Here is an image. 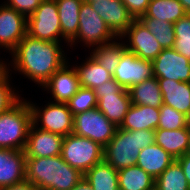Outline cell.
Here are the masks:
<instances>
[{
	"mask_svg": "<svg viewBox=\"0 0 190 190\" xmlns=\"http://www.w3.org/2000/svg\"><path fill=\"white\" fill-rule=\"evenodd\" d=\"M60 43L32 38L26 34L11 52V67L41 87L68 62Z\"/></svg>",
	"mask_w": 190,
	"mask_h": 190,
	"instance_id": "cell-1",
	"label": "cell"
},
{
	"mask_svg": "<svg viewBox=\"0 0 190 190\" xmlns=\"http://www.w3.org/2000/svg\"><path fill=\"white\" fill-rule=\"evenodd\" d=\"M83 178L61 155L26 158L25 179L39 190H72Z\"/></svg>",
	"mask_w": 190,
	"mask_h": 190,
	"instance_id": "cell-2",
	"label": "cell"
},
{
	"mask_svg": "<svg viewBox=\"0 0 190 190\" xmlns=\"http://www.w3.org/2000/svg\"><path fill=\"white\" fill-rule=\"evenodd\" d=\"M155 144V130L129 131L117 128L114 137L104 147L103 160L116 170L136 165L145 147Z\"/></svg>",
	"mask_w": 190,
	"mask_h": 190,
	"instance_id": "cell-3",
	"label": "cell"
},
{
	"mask_svg": "<svg viewBox=\"0 0 190 190\" xmlns=\"http://www.w3.org/2000/svg\"><path fill=\"white\" fill-rule=\"evenodd\" d=\"M31 125L29 103L21 98L15 106L0 114V148L24 150Z\"/></svg>",
	"mask_w": 190,
	"mask_h": 190,
	"instance_id": "cell-4",
	"label": "cell"
},
{
	"mask_svg": "<svg viewBox=\"0 0 190 190\" xmlns=\"http://www.w3.org/2000/svg\"><path fill=\"white\" fill-rule=\"evenodd\" d=\"M104 147L93 140L74 133L64 137L61 157L72 168L85 174L103 161Z\"/></svg>",
	"mask_w": 190,
	"mask_h": 190,
	"instance_id": "cell-5",
	"label": "cell"
},
{
	"mask_svg": "<svg viewBox=\"0 0 190 190\" xmlns=\"http://www.w3.org/2000/svg\"><path fill=\"white\" fill-rule=\"evenodd\" d=\"M83 42L88 48L119 40L109 29L103 19L93 9L92 4L82 3L79 12V27L76 36L69 42V46ZM76 41V42H75Z\"/></svg>",
	"mask_w": 190,
	"mask_h": 190,
	"instance_id": "cell-6",
	"label": "cell"
},
{
	"mask_svg": "<svg viewBox=\"0 0 190 190\" xmlns=\"http://www.w3.org/2000/svg\"><path fill=\"white\" fill-rule=\"evenodd\" d=\"M28 103L33 126L63 137L73 133L74 115L69 110L67 103L48 102L42 109L29 100Z\"/></svg>",
	"mask_w": 190,
	"mask_h": 190,
	"instance_id": "cell-7",
	"label": "cell"
},
{
	"mask_svg": "<svg viewBox=\"0 0 190 190\" xmlns=\"http://www.w3.org/2000/svg\"><path fill=\"white\" fill-rule=\"evenodd\" d=\"M27 35L51 42H61L62 36L58 8L55 0H43L34 13L27 18Z\"/></svg>",
	"mask_w": 190,
	"mask_h": 190,
	"instance_id": "cell-8",
	"label": "cell"
},
{
	"mask_svg": "<svg viewBox=\"0 0 190 190\" xmlns=\"http://www.w3.org/2000/svg\"><path fill=\"white\" fill-rule=\"evenodd\" d=\"M94 91L98 100L97 109L116 127H120L132 104L128 90L112 78L96 87Z\"/></svg>",
	"mask_w": 190,
	"mask_h": 190,
	"instance_id": "cell-9",
	"label": "cell"
},
{
	"mask_svg": "<svg viewBox=\"0 0 190 190\" xmlns=\"http://www.w3.org/2000/svg\"><path fill=\"white\" fill-rule=\"evenodd\" d=\"M117 128L97 108L74 115L73 133L89 138L102 147L114 137Z\"/></svg>",
	"mask_w": 190,
	"mask_h": 190,
	"instance_id": "cell-10",
	"label": "cell"
},
{
	"mask_svg": "<svg viewBox=\"0 0 190 190\" xmlns=\"http://www.w3.org/2000/svg\"><path fill=\"white\" fill-rule=\"evenodd\" d=\"M112 76L118 84L128 90L133 85L154 77L153 63L125 50Z\"/></svg>",
	"mask_w": 190,
	"mask_h": 190,
	"instance_id": "cell-11",
	"label": "cell"
},
{
	"mask_svg": "<svg viewBox=\"0 0 190 190\" xmlns=\"http://www.w3.org/2000/svg\"><path fill=\"white\" fill-rule=\"evenodd\" d=\"M128 40L125 43L126 50L134 53L137 57L145 60L153 61L163 50L154 35L143 25L139 19H134L131 26L119 38Z\"/></svg>",
	"mask_w": 190,
	"mask_h": 190,
	"instance_id": "cell-12",
	"label": "cell"
},
{
	"mask_svg": "<svg viewBox=\"0 0 190 190\" xmlns=\"http://www.w3.org/2000/svg\"><path fill=\"white\" fill-rule=\"evenodd\" d=\"M152 63L157 79L190 82V61L174 48L163 49Z\"/></svg>",
	"mask_w": 190,
	"mask_h": 190,
	"instance_id": "cell-13",
	"label": "cell"
},
{
	"mask_svg": "<svg viewBox=\"0 0 190 190\" xmlns=\"http://www.w3.org/2000/svg\"><path fill=\"white\" fill-rule=\"evenodd\" d=\"M27 34V18L15 9L0 6V48L11 53Z\"/></svg>",
	"mask_w": 190,
	"mask_h": 190,
	"instance_id": "cell-14",
	"label": "cell"
},
{
	"mask_svg": "<svg viewBox=\"0 0 190 190\" xmlns=\"http://www.w3.org/2000/svg\"><path fill=\"white\" fill-rule=\"evenodd\" d=\"M91 4L117 38H121L134 20L121 0H102Z\"/></svg>",
	"mask_w": 190,
	"mask_h": 190,
	"instance_id": "cell-15",
	"label": "cell"
},
{
	"mask_svg": "<svg viewBox=\"0 0 190 190\" xmlns=\"http://www.w3.org/2000/svg\"><path fill=\"white\" fill-rule=\"evenodd\" d=\"M64 137L40 130L31 125L26 146L24 149L26 158L54 157L61 155Z\"/></svg>",
	"mask_w": 190,
	"mask_h": 190,
	"instance_id": "cell-16",
	"label": "cell"
},
{
	"mask_svg": "<svg viewBox=\"0 0 190 190\" xmlns=\"http://www.w3.org/2000/svg\"><path fill=\"white\" fill-rule=\"evenodd\" d=\"M66 62L42 86L52 94L56 103H67L78 91L80 84L75 68Z\"/></svg>",
	"mask_w": 190,
	"mask_h": 190,
	"instance_id": "cell-17",
	"label": "cell"
},
{
	"mask_svg": "<svg viewBox=\"0 0 190 190\" xmlns=\"http://www.w3.org/2000/svg\"><path fill=\"white\" fill-rule=\"evenodd\" d=\"M24 150L0 148V189L25 179Z\"/></svg>",
	"mask_w": 190,
	"mask_h": 190,
	"instance_id": "cell-18",
	"label": "cell"
},
{
	"mask_svg": "<svg viewBox=\"0 0 190 190\" xmlns=\"http://www.w3.org/2000/svg\"><path fill=\"white\" fill-rule=\"evenodd\" d=\"M163 104L169 105L187 117L190 114V82L157 79Z\"/></svg>",
	"mask_w": 190,
	"mask_h": 190,
	"instance_id": "cell-19",
	"label": "cell"
},
{
	"mask_svg": "<svg viewBox=\"0 0 190 190\" xmlns=\"http://www.w3.org/2000/svg\"><path fill=\"white\" fill-rule=\"evenodd\" d=\"M160 110L155 107L131 104L119 128L129 131L156 130Z\"/></svg>",
	"mask_w": 190,
	"mask_h": 190,
	"instance_id": "cell-20",
	"label": "cell"
},
{
	"mask_svg": "<svg viewBox=\"0 0 190 190\" xmlns=\"http://www.w3.org/2000/svg\"><path fill=\"white\" fill-rule=\"evenodd\" d=\"M175 159L156 143L140 151L136 165L152 178H158Z\"/></svg>",
	"mask_w": 190,
	"mask_h": 190,
	"instance_id": "cell-21",
	"label": "cell"
},
{
	"mask_svg": "<svg viewBox=\"0 0 190 190\" xmlns=\"http://www.w3.org/2000/svg\"><path fill=\"white\" fill-rule=\"evenodd\" d=\"M190 138V126L178 130H155V143L175 160L186 154Z\"/></svg>",
	"mask_w": 190,
	"mask_h": 190,
	"instance_id": "cell-22",
	"label": "cell"
},
{
	"mask_svg": "<svg viewBox=\"0 0 190 190\" xmlns=\"http://www.w3.org/2000/svg\"><path fill=\"white\" fill-rule=\"evenodd\" d=\"M132 104L160 108L163 98L159 82L156 77L144 80L128 89Z\"/></svg>",
	"mask_w": 190,
	"mask_h": 190,
	"instance_id": "cell-23",
	"label": "cell"
},
{
	"mask_svg": "<svg viewBox=\"0 0 190 190\" xmlns=\"http://www.w3.org/2000/svg\"><path fill=\"white\" fill-rule=\"evenodd\" d=\"M58 8L62 36L68 43L76 36L79 12L83 0H55Z\"/></svg>",
	"mask_w": 190,
	"mask_h": 190,
	"instance_id": "cell-24",
	"label": "cell"
},
{
	"mask_svg": "<svg viewBox=\"0 0 190 190\" xmlns=\"http://www.w3.org/2000/svg\"><path fill=\"white\" fill-rule=\"evenodd\" d=\"M84 179L93 190H119L118 170L104 160L89 169Z\"/></svg>",
	"mask_w": 190,
	"mask_h": 190,
	"instance_id": "cell-25",
	"label": "cell"
},
{
	"mask_svg": "<svg viewBox=\"0 0 190 190\" xmlns=\"http://www.w3.org/2000/svg\"><path fill=\"white\" fill-rule=\"evenodd\" d=\"M87 58L83 64L79 66H73L77 72L81 87L94 90L96 87L113 78L112 74L100 66L91 55Z\"/></svg>",
	"mask_w": 190,
	"mask_h": 190,
	"instance_id": "cell-26",
	"label": "cell"
},
{
	"mask_svg": "<svg viewBox=\"0 0 190 190\" xmlns=\"http://www.w3.org/2000/svg\"><path fill=\"white\" fill-rule=\"evenodd\" d=\"M119 190H153L155 179L137 165L118 170Z\"/></svg>",
	"mask_w": 190,
	"mask_h": 190,
	"instance_id": "cell-27",
	"label": "cell"
},
{
	"mask_svg": "<svg viewBox=\"0 0 190 190\" xmlns=\"http://www.w3.org/2000/svg\"><path fill=\"white\" fill-rule=\"evenodd\" d=\"M186 14L179 0H150L144 16L174 24Z\"/></svg>",
	"mask_w": 190,
	"mask_h": 190,
	"instance_id": "cell-28",
	"label": "cell"
},
{
	"mask_svg": "<svg viewBox=\"0 0 190 190\" xmlns=\"http://www.w3.org/2000/svg\"><path fill=\"white\" fill-rule=\"evenodd\" d=\"M126 50L125 42L111 41L106 44L97 45L92 48L90 55L112 75L118 68L121 54Z\"/></svg>",
	"mask_w": 190,
	"mask_h": 190,
	"instance_id": "cell-29",
	"label": "cell"
},
{
	"mask_svg": "<svg viewBox=\"0 0 190 190\" xmlns=\"http://www.w3.org/2000/svg\"><path fill=\"white\" fill-rule=\"evenodd\" d=\"M155 190H190L180 163L175 160L155 179Z\"/></svg>",
	"mask_w": 190,
	"mask_h": 190,
	"instance_id": "cell-30",
	"label": "cell"
},
{
	"mask_svg": "<svg viewBox=\"0 0 190 190\" xmlns=\"http://www.w3.org/2000/svg\"><path fill=\"white\" fill-rule=\"evenodd\" d=\"M139 20L145 25L152 35L156 38L163 49L173 48L175 41V30L173 23L168 21L147 18L144 15Z\"/></svg>",
	"mask_w": 190,
	"mask_h": 190,
	"instance_id": "cell-31",
	"label": "cell"
},
{
	"mask_svg": "<svg viewBox=\"0 0 190 190\" xmlns=\"http://www.w3.org/2000/svg\"><path fill=\"white\" fill-rule=\"evenodd\" d=\"M174 25L173 48L190 61V13L180 18Z\"/></svg>",
	"mask_w": 190,
	"mask_h": 190,
	"instance_id": "cell-32",
	"label": "cell"
},
{
	"mask_svg": "<svg viewBox=\"0 0 190 190\" xmlns=\"http://www.w3.org/2000/svg\"><path fill=\"white\" fill-rule=\"evenodd\" d=\"M96 93L93 89L79 87L76 94L67 102L73 115L97 108Z\"/></svg>",
	"mask_w": 190,
	"mask_h": 190,
	"instance_id": "cell-33",
	"label": "cell"
},
{
	"mask_svg": "<svg viewBox=\"0 0 190 190\" xmlns=\"http://www.w3.org/2000/svg\"><path fill=\"white\" fill-rule=\"evenodd\" d=\"M159 125L157 129L178 130L187 127L188 117L169 105L163 104L160 108Z\"/></svg>",
	"mask_w": 190,
	"mask_h": 190,
	"instance_id": "cell-34",
	"label": "cell"
},
{
	"mask_svg": "<svg viewBox=\"0 0 190 190\" xmlns=\"http://www.w3.org/2000/svg\"><path fill=\"white\" fill-rule=\"evenodd\" d=\"M9 78L10 76L8 74L0 82V114L11 109L21 100L20 98H23L11 87Z\"/></svg>",
	"mask_w": 190,
	"mask_h": 190,
	"instance_id": "cell-35",
	"label": "cell"
},
{
	"mask_svg": "<svg viewBox=\"0 0 190 190\" xmlns=\"http://www.w3.org/2000/svg\"><path fill=\"white\" fill-rule=\"evenodd\" d=\"M43 0H7L4 5L22 13L26 18L30 17Z\"/></svg>",
	"mask_w": 190,
	"mask_h": 190,
	"instance_id": "cell-36",
	"label": "cell"
},
{
	"mask_svg": "<svg viewBox=\"0 0 190 190\" xmlns=\"http://www.w3.org/2000/svg\"><path fill=\"white\" fill-rule=\"evenodd\" d=\"M134 19H139L147 10L150 0H121Z\"/></svg>",
	"mask_w": 190,
	"mask_h": 190,
	"instance_id": "cell-37",
	"label": "cell"
},
{
	"mask_svg": "<svg viewBox=\"0 0 190 190\" xmlns=\"http://www.w3.org/2000/svg\"><path fill=\"white\" fill-rule=\"evenodd\" d=\"M0 190H39L36 186H34L31 182L27 179H24L21 182L14 183L11 186H7L1 188Z\"/></svg>",
	"mask_w": 190,
	"mask_h": 190,
	"instance_id": "cell-38",
	"label": "cell"
},
{
	"mask_svg": "<svg viewBox=\"0 0 190 190\" xmlns=\"http://www.w3.org/2000/svg\"><path fill=\"white\" fill-rule=\"evenodd\" d=\"M176 160L180 163L183 173L185 174L187 182L190 186V154H185Z\"/></svg>",
	"mask_w": 190,
	"mask_h": 190,
	"instance_id": "cell-39",
	"label": "cell"
},
{
	"mask_svg": "<svg viewBox=\"0 0 190 190\" xmlns=\"http://www.w3.org/2000/svg\"><path fill=\"white\" fill-rule=\"evenodd\" d=\"M9 65L11 64H7L5 61L3 62L0 60V82L10 73L9 71L11 70L9 69Z\"/></svg>",
	"mask_w": 190,
	"mask_h": 190,
	"instance_id": "cell-40",
	"label": "cell"
},
{
	"mask_svg": "<svg viewBox=\"0 0 190 190\" xmlns=\"http://www.w3.org/2000/svg\"><path fill=\"white\" fill-rule=\"evenodd\" d=\"M72 190H93L92 186L83 178Z\"/></svg>",
	"mask_w": 190,
	"mask_h": 190,
	"instance_id": "cell-41",
	"label": "cell"
},
{
	"mask_svg": "<svg viewBox=\"0 0 190 190\" xmlns=\"http://www.w3.org/2000/svg\"><path fill=\"white\" fill-rule=\"evenodd\" d=\"M180 3L182 4L184 10L187 12V13H190V0H179Z\"/></svg>",
	"mask_w": 190,
	"mask_h": 190,
	"instance_id": "cell-42",
	"label": "cell"
},
{
	"mask_svg": "<svg viewBox=\"0 0 190 190\" xmlns=\"http://www.w3.org/2000/svg\"><path fill=\"white\" fill-rule=\"evenodd\" d=\"M84 2H88V3H92V2H98V1H102V0H83Z\"/></svg>",
	"mask_w": 190,
	"mask_h": 190,
	"instance_id": "cell-43",
	"label": "cell"
},
{
	"mask_svg": "<svg viewBox=\"0 0 190 190\" xmlns=\"http://www.w3.org/2000/svg\"><path fill=\"white\" fill-rule=\"evenodd\" d=\"M186 154H190V138H189V143H188V148H187Z\"/></svg>",
	"mask_w": 190,
	"mask_h": 190,
	"instance_id": "cell-44",
	"label": "cell"
},
{
	"mask_svg": "<svg viewBox=\"0 0 190 190\" xmlns=\"http://www.w3.org/2000/svg\"><path fill=\"white\" fill-rule=\"evenodd\" d=\"M188 124H189V126H190V114H189V116H188Z\"/></svg>",
	"mask_w": 190,
	"mask_h": 190,
	"instance_id": "cell-45",
	"label": "cell"
}]
</instances>
